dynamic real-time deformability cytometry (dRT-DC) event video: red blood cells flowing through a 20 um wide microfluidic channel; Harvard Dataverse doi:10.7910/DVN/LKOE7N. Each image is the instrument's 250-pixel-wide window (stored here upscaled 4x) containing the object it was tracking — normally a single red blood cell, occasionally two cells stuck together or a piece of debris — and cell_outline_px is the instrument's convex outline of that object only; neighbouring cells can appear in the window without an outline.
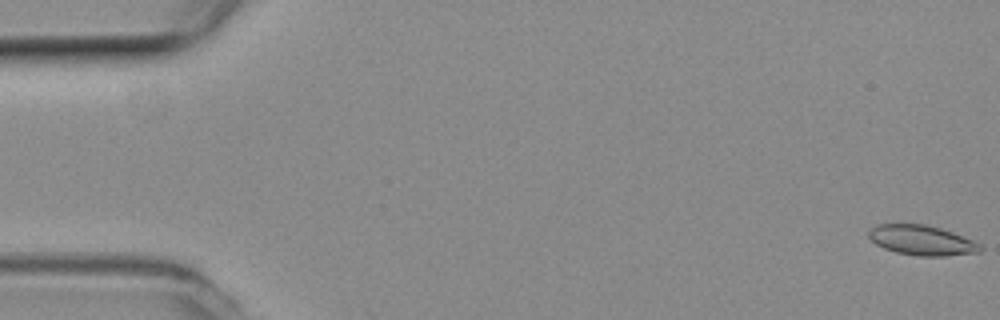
{"species": "common noctule bat (a hibernating species)", "species_latin": "Nyctalus noctula", "temperature_condition": "room temperature", "stored_images_in_passage": 13, "camera_frame_rate_fps": 3000, "um_per_image_px": 0.085, "animal": {"sex": "female", "body_mass_g": 19.3, "forearm_length_mm": 54.1}, "frame": {"image": 1, "passage_image": 1, "time_ms": 0.0, "image_size_px": [1000, 320], "cell_outline_px": [[984, 248], [980, 252], [944, 256], [916, 256], [896, 252], [884, 248], [876, 244], [868, 236], [868, 232], [876, 224], [924, 224], [940, 228], [952, 232], [972, 240], [980, 244]], "centroid_in_image_um": [78.36, 20.43], "position_along_channel_um": 6.6, "area_um2": 19.42}}